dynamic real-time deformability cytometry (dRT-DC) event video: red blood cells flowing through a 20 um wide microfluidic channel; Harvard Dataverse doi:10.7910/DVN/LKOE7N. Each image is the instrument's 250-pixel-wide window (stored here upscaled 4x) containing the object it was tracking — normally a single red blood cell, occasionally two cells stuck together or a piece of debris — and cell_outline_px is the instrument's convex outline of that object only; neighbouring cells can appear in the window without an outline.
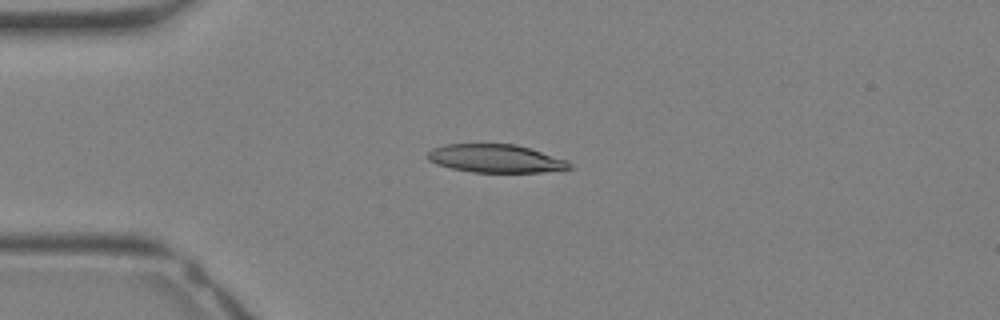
{"species": "Egyptian fruit bat (a non-hibernating species)", "species_latin": "Rousettus aegyptiacus", "temperature_condition": "warm", "stored_images_in_passage": 29, "camera_frame_rate_fps": 3000, "um_per_image_px": 0.085, "animal": {"sex": "female"}, "frame": {"image": 1, "passage_image": 5, "time_ms": 1.333, "image_size_px": [1000, 320], "cell_outline_px": [[572, 168], [540, 172], [472, 172], [452, 168], [436, 164], [428, 160], [428, 152], [432, 148], [444, 144], [516, 144], [568, 160], [572, 164]], "centroid_in_image_um": [42.12, 13.47], "position_along_channel_um": 42.9, "area_um2": 23.24}}
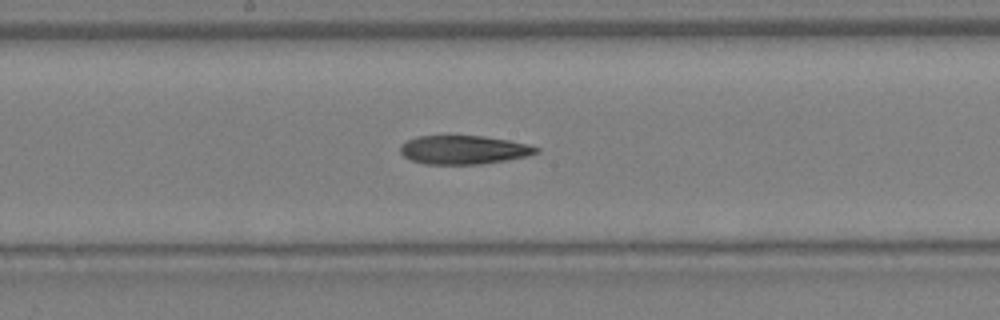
{"frame": {"image": 2, "passage_image": 14, "time_ms": 4.333, "image_size_px": [1000, 320], "cell_outline_px": [[540, 152], [524, 156], [504, 160], [480, 164], [424, 164], [412, 160], [404, 156], [400, 152], [400, 144], [416, 136], [484, 136], [508, 140], [528, 144], [540, 148]], "centroid_in_image_um": [39.39, 12.73], "position_along_channel_um": 208.8, "area_um2": 22.6}}
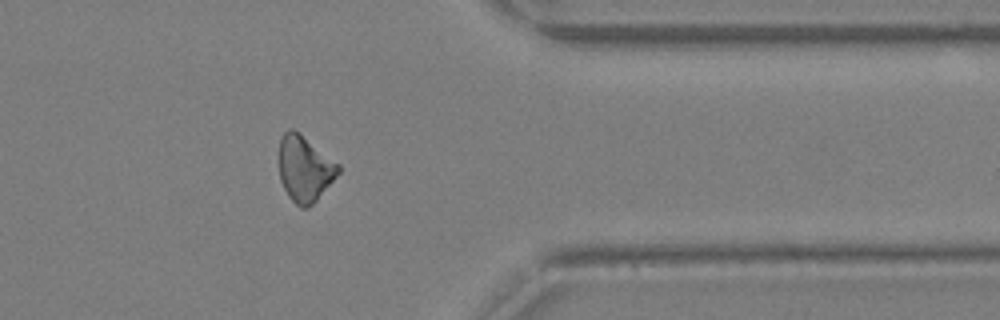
{"frame": {"image": 3, "passage_image": 23, "time_ms": 7.333, "image_size_px": [1000, 320], "cell_outline_px": [[340, 172], [316, 200], [308, 208], [300, 208], [288, 196], [280, 180], [280, 136], [288, 128], [292, 128], [300, 132], [340, 164]], "centroid_in_image_um": [25.9, 14.31], "position_along_channel_um": 385.5, "area_um2": 22.83}}